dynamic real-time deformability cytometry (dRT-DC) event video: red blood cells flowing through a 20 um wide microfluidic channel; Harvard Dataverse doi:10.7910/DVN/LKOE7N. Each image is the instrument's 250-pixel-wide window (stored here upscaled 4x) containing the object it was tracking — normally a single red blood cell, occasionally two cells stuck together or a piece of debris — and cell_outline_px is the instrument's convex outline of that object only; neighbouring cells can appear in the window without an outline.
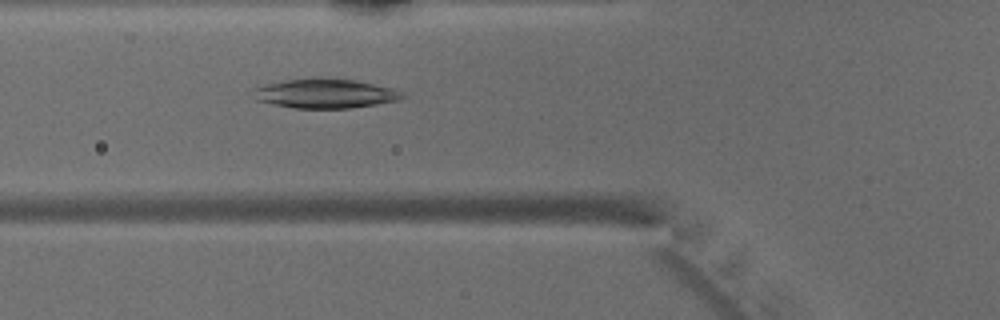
{"species": "common noctule bat (a hibernating species)", "species_latin": "Nyctalus noctula", "temperature_condition": "warm", "stored_images_in_passage": 44, "camera_frame_rate_fps": 3000, "um_per_image_px": 0.085, "animal": {"sex": "male", "body_mass_g": 15.6}, "frame": {"image": 1, "passage_image": 17, "time_ms": 5.333, "image_size_px": [1000, 320], "cell_outline_px": [[408, 96], [400, 100], [352, 108], [296, 108], [256, 100], [256, 88], [268, 84], [308, 76], [320, 76], [352, 80], [392, 88], [404, 92]], "centroid_in_image_um": [27.74, 7.93], "position_along_channel_um": 98.1, "area_um2": 25.49}}
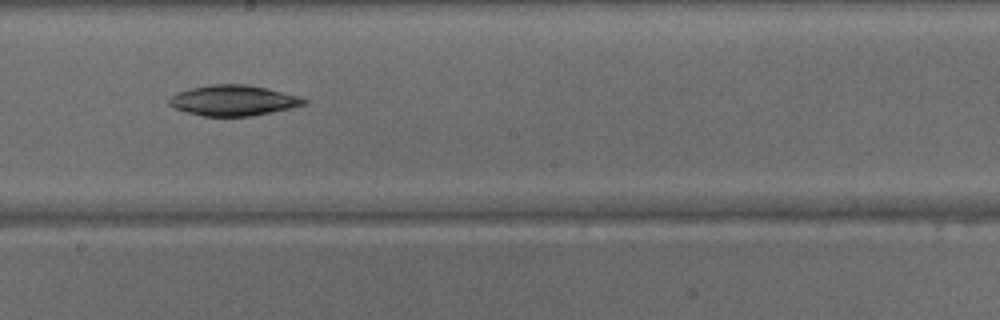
{"frame": {"image": 2, "passage_image": 26, "time_ms": 8.333, "image_size_px": [1000, 320], "cell_outline_px": [[308, 104], [272, 112], [252, 116], [204, 116], [172, 108], [168, 104], [168, 100], [172, 96], [180, 92], [192, 88], [212, 84], [248, 84], [268, 88], [300, 96], [308, 100]], "centroid_in_image_um": [19.88, 8.54], "position_along_channel_um": 228.3, "area_um2": 24.04}}
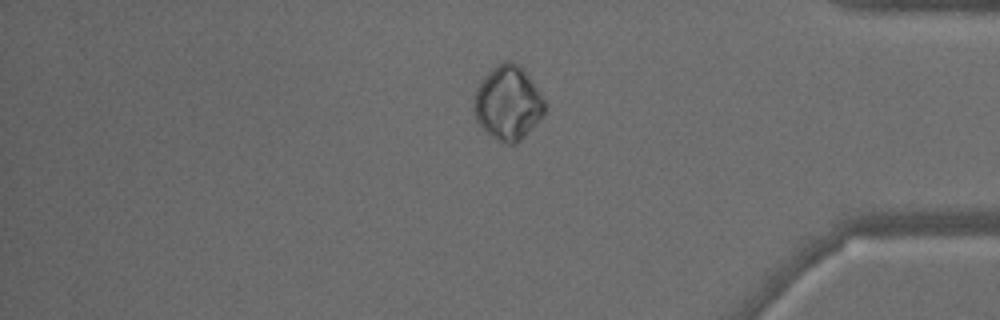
{"frame": {"image": 3, "passage_image": 39, "time_ms": 12.667, "image_size_px": [1000, 320], "cell_outline_px": [[544, 112], [524, 136], [516, 144], [508, 144], [496, 140], [484, 132], [476, 120], [472, 108], [472, 104], [476, 88], [480, 80], [496, 64], [504, 60], [512, 60], [528, 76], [540, 92], [544, 100]], "centroid_in_image_um": [43.1, 8.76], "position_along_channel_um": 392.1, "area_um2": 30.52}}